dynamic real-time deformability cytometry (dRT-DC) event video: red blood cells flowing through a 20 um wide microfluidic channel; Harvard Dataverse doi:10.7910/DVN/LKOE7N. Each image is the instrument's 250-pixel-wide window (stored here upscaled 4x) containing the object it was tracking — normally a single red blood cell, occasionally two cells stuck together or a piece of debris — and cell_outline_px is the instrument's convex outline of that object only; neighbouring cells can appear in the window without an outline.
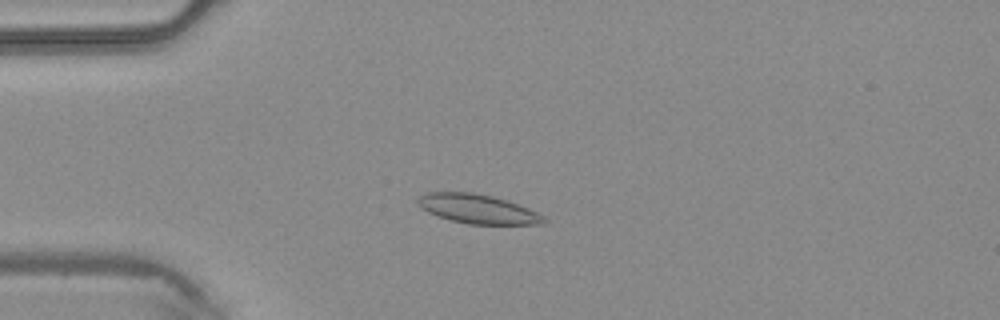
{"species": "common noctule bat (a hibernating species)", "species_latin": "Nyctalus noctula", "temperature_condition": "warm", "stored_images_in_passage": 3, "camera_frame_rate_fps": 3000, "um_per_image_px": 0.085, "animal": {"sex": "male", "body_mass_g": 20.4}, "frame": {"image": 1, "passage_image": 3, "time_ms": 0.667, "image_size_px": [1000, 320], "cell_outline_px": [[548, 220], [544, 224], [468, 224], [452, 220], [428, 212], [420, 208], [416, 204], [416, 200], [420, 196], [428, 192], [472, 192], [492, 196], [508, 200], [528, 208], [544, 216]], "centroid_in_image_um": [40.61, 17.75], "position_along_channel_um": 44.4, "area_um2": 21.44}}